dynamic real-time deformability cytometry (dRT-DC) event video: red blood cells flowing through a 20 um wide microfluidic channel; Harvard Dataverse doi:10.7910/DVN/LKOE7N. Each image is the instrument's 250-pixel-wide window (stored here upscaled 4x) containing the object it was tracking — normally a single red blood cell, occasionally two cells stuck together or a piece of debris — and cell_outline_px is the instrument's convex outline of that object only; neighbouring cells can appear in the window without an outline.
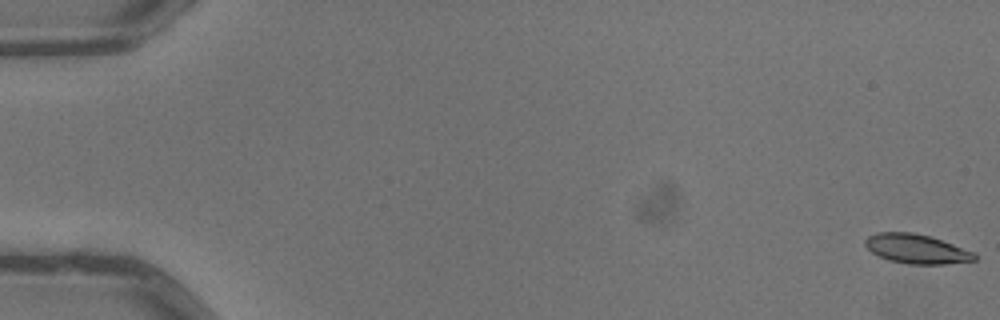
{"species": "common noctule bat (a hibernating species)", "species_latin": "Nyctalus noctula", "temperature_condition": "warm", "stored_images_in_passage": 6, "camera_frame_rate_fps": 3000, "um_per_image_px": 0.085, "animal": {"sex": "male", "body_mass_g": 13.3}, "frame": {"image": 1, "passage_image": 1, "time_ms": 0.0, "image_size_px": [1000, 320], "cell_outline_px": [[976, 260], [944, 264], [908, 264], [888, 260], [872, 252], [864, 244], [864, 240], [868, 236], [876, 232], [912, 232], [928, 236], [976, 252]], "centroid_in_image_um": [77.89, 21.15], "position_along_channel_um": 7.1, "area_um2": 18.61}}
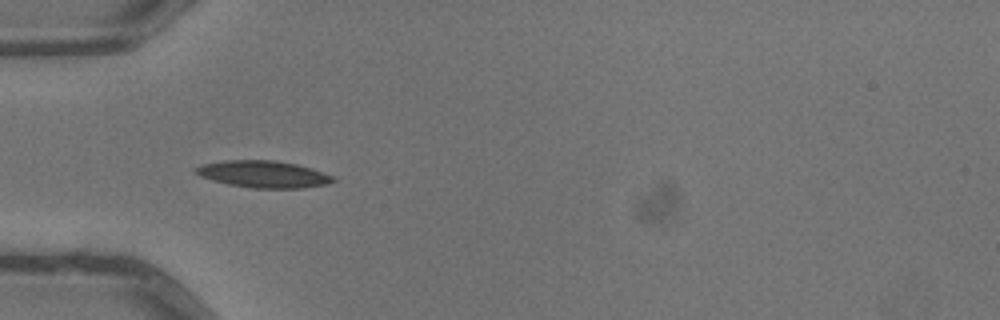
{"frame": {"image": 2, "passage_image": 5, "time_ms": 1.333, "image_size_px": [1000, 320], "cell_outline_px": [[336, 180], [328, 184], [304, 188], [252, 188], [228, 184], [212, 180], [200, 176], [192, 172], [192, 168], [200, 164], [224, 160], [272, 160], [296, 164], [312, 168], [336, 176]], "centroid_in_image_um": [22.37, 14.8], "position_along_channel_um": 62.6, "area_um2": 21.91}}
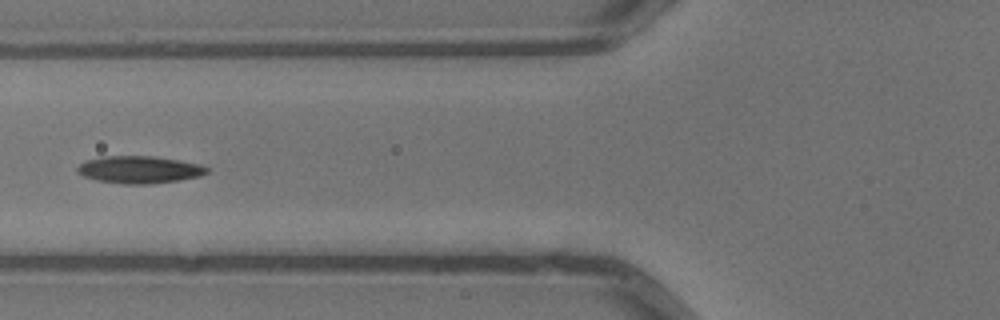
{"frame": {"image": 3, "passage_image": 6, "time_ms": 1.667, "image_size_px": [1000, 320], "cell_outline_px": [[208, 172], [200, 176], [180, 180], [148, 184], [124, 184], [96, 180], [84, 176], [76, 172], [76, 168], [84, 160], [100, 156], [156, 156], [180, 160], [200, 164], [208, 168]], "centroid_in_image_um": [11.82, 14.41], "position_along_channel_um": 114.0, "area_um2": 20.81}}